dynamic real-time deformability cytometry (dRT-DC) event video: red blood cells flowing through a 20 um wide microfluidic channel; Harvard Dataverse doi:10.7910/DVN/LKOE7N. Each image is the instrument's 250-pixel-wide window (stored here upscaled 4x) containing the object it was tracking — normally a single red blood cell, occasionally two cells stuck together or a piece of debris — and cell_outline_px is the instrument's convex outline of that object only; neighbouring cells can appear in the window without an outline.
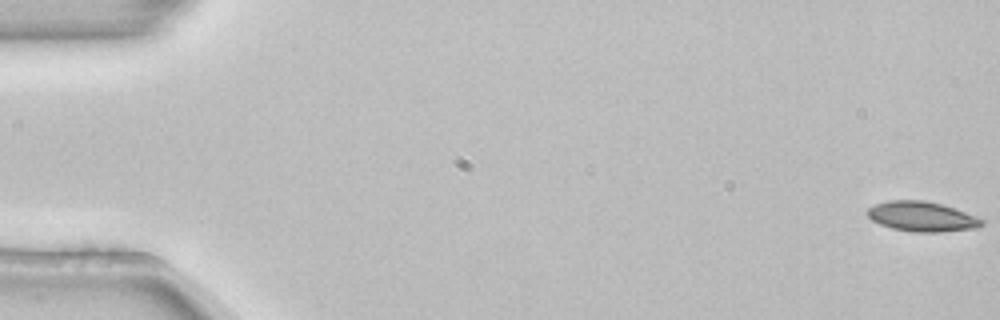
{"species": "common noctule bat (a hibernating species)", "species_latin": "Nyctalus noctula", "temperature_condition": "room temperature", "stored_images_in_passage": 5, "camera_frame_rate_fps": 3000, "um_per_image_px": 0.085, "animal": {"sex": "female", "body_mass_g": 22.7, "forearm_length_mm": 54.2}, "frame": {"image": 1, "passage_image": 1, "time_ms": 0.0, "image_size_px": [1000, 320], "cell_outline_px": [[984, 224], [976, 228], [940, 232], [912, 232], [892, 228], [880, 224], [872, 220], [864, 212], [868, 208], [876, 204], [888, 200], [924, 200], [940, 204], [964, 212], [984, 220]], "centroid_in_image_um": [78.32, 18.41], "position_along_channel_um": 6.7, "area_um2": 19.83}}
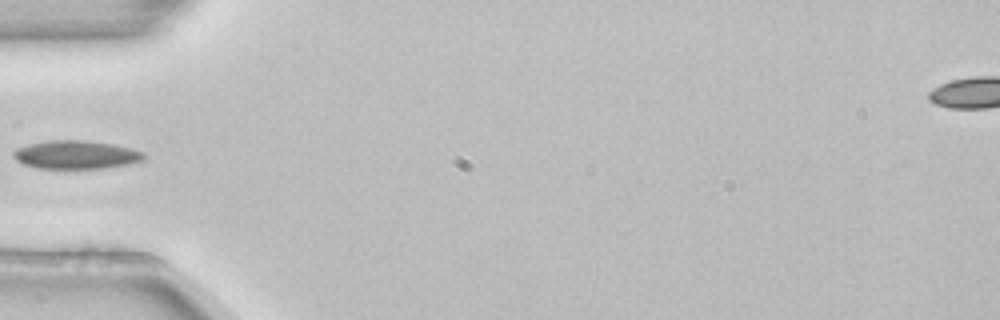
{"frame": {"image": 2, "passage_image": 4, "time_ms": 1.0, "image_size_px": [1000, 320], "cell_outline_px": [[144, 160], [128, 164], [104, 168], [40, 168], [24, 164], [16, 160], [12, 156], [12, 152], [16, 148], [28, 144], [52, 140], [84, 140], [112, 144], [144, 152]], "centroid_in_image_um": [6.43, 13.15], "position_along_channel_um": 78.6, "area_um2": 21.39}}